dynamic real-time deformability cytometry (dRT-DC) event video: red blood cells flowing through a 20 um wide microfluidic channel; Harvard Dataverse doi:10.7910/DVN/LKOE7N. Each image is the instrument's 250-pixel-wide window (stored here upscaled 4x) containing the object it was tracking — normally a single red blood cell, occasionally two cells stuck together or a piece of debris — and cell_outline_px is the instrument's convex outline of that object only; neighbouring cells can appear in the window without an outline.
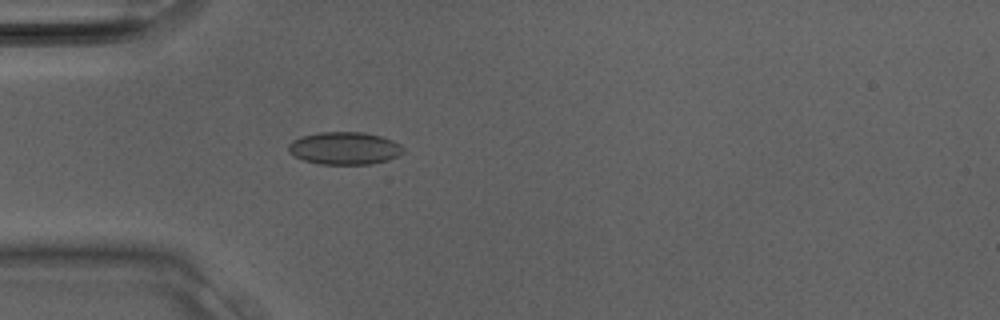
{"species": "Egyptian fruit bat (a non-hibernating species)", "species_latin": "Rousettus aegyptiacus", "temperature_condition": "room temperature", "stored_images_in_passage": 20, "camera_frame_rate_fps": 3000, "um_per_image_px": 0.085, "animal": {"sex": "male"}, "frame": {"image": 1, "passage_image": 2, "time_ms": 0.333, "image_size_px": [1000, 320], "cell_outline_px": [[404, 152], [388, 160], [372, 164], [320, 164], [304, 160], [288, 152], [288, 144], [292, 140], [300, 136], [320, 132], [364, 132], [380, 136], [392, 140], [400, 144], [404, 148]], "centroid_in_image_um": [29.28, 12.59], "position_along_channel_um": 55.7, "area_um2": 21.85}}
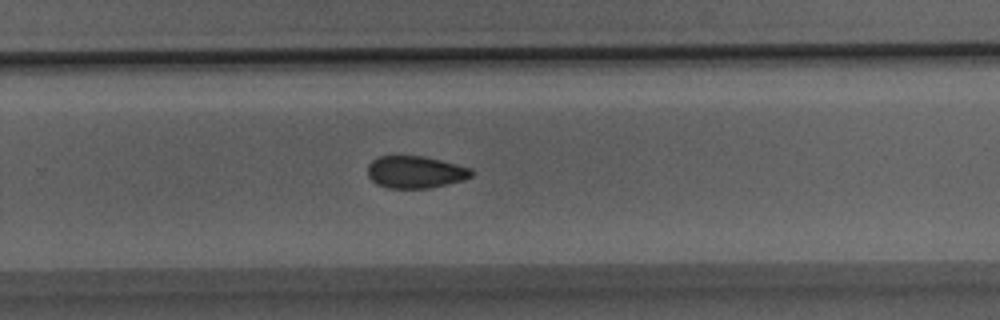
{"frame": {"image": 2, "passage_image": 13, "time_ms": 4.0, "image_size_px": [1000, 320], "cell_outline_px": [[476, 172], [472, 176], [464, 180], [428, 188], [388, 188], [376, 184], [368, 176], [368, 164], [376, 156], [424, 156], [472, 168]], "centroid_in_image_um": [35.31, 14.62], "position_along_channel_um": 294.5, "area_um2": 19.59}}
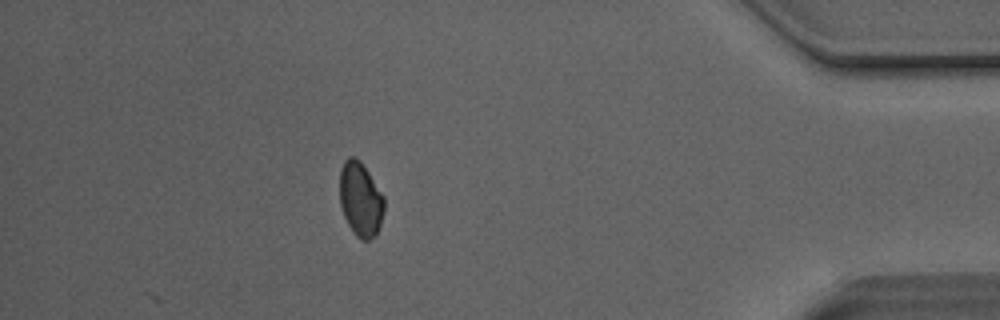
{"frame": {"image": 3, "passage_image": 20, "time_ms": 6.333, "image_size_px": [1000, 320], "cell_outline_px": [[384, 208], [380, 224], [376, 232], [368, 240], [360, 240], [356, 236], [348, 224], [344, 216], [340, 204], [340, 168], [344, 160], [348, 156], [352, 156], [360, 160], [384, 196]], "centroid_in_image_um": [30.62, 16.91], "position_along_channel_um": 404.6, "area_um2": 19.13}}